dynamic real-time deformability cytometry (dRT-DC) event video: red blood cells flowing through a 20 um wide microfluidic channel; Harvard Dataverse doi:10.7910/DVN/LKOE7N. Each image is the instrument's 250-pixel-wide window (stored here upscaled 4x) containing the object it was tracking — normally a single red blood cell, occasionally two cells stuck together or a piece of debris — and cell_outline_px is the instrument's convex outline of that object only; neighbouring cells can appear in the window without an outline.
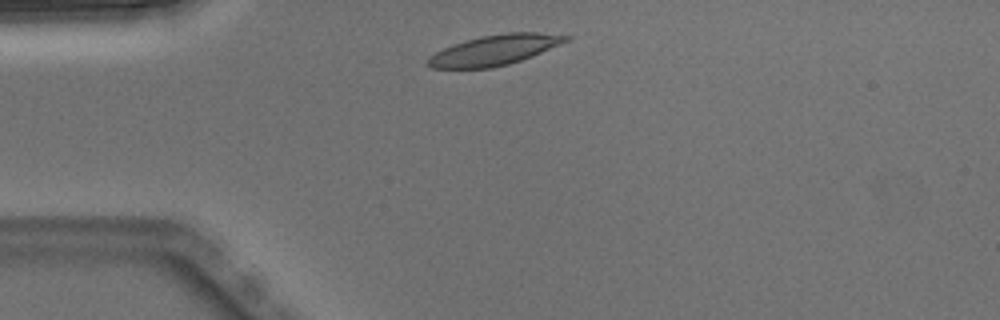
{"species": "Egyptian fruit bat (a non-hibernating species)", "species_latin": "Rousettus aegyptiacus", "temperature_condition": "warm", "stored_images_in_passage": 1, "camera_frame_rate_fps": 3000, "um_per_image_px": 0.085, "animal": {"sex": "male"}, "frame": {"image": 1, "passage_image": 1, "time_ms": 0.0, "image_size_px": [1000, 320], "cell_outline_px": [[572, 40], [532, 56], [508, 64], [492, 68], [432, 68], [424, 64], [428, 56], [452, 44], [464, 40], [480, 36], [508, 32], [540, 32], [572, 36]], "centroid_in_image_um": [42.05, 4.24], "position_along_channel_um": 43.0, "area_um2": 24.62}}